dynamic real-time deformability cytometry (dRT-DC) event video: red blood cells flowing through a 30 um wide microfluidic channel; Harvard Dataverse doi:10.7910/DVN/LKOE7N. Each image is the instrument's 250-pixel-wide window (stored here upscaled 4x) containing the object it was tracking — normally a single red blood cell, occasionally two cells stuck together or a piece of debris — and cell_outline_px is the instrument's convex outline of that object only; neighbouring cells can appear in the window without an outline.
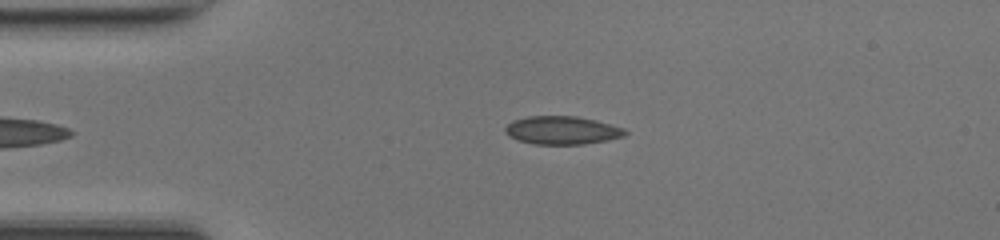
{"species": "common noctule bat (a hibernating species)", "species_latin": "Nyctalus noctula", "temperature_condition": "room temperature", "stored_images_in_passage": 34, "camera_frame_rate_fps": 3000, "um_per_image_px": 0.085, "animal": {"sex": "female", "body_mass_g": 17.0, "forearm_length_mm": 48.0}, "frame": {"image": 1, "passage_image": 1, "time_ms": 0.0, "image_size_px": [1000, 240], "cell_outline_px": [[628, 132], [624, 136], [608, 140], [584, 144], [536, 144], [520, 140], [508, 136], [504, 132], [504, 128], [512, 120], [528, 116], [576, 116], [596, 120], [624, 128]], "centroid_in_image_um": [47.77, 11.07], "position_along_channel_um": 37.2, "area_um2": 19.71}}
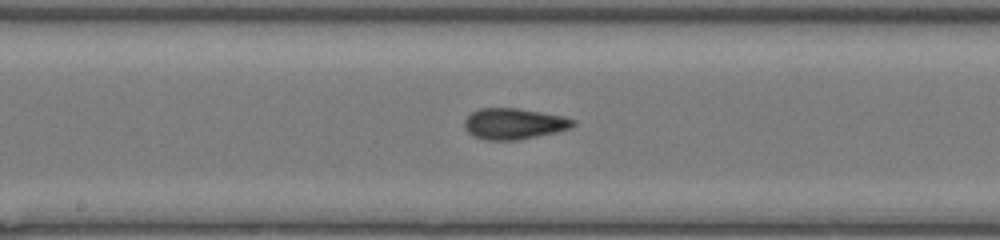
{"frame": {"image": 2, "passage_image": 15, "time_ms": 4.667, "image_size_px": [1000, 240], "cell_outline_px": [[576, 124], [572, 128], [556, 132], [520, 140], [484, 140], [472, 136], [464, 128], [464, 120], [472, 112], [480, 108], [516, 108], [564, 116], [576, 120]], "centroid_in_image_um": [43.69, 10.53], "position_along_channel_um": 204.5, "area_um2": 19.83}}
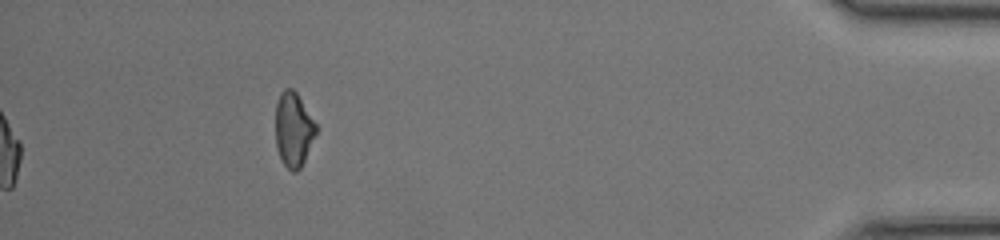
{"frame": {"image": 3, "passage_image": 34, "time_ms": 11.0, "image_size_px": [1000, 240], "cell_outline_px": [[320, 128], [300, 168], [296, 172], [292, 172], [284, 164], [276, 148], [276, 104], [280, 92], [284, 88], [292, 88], [296, 92]], "centroid_in_image_um": [24.97, 10.99], "position_along_channel_um": 410.2, "area_um2": 17.8}, "authors_computed_cell_mechanics": {"area_um2": 19.2474, "velocity_mm_per_s": 4.2558, "shape_relaxation_time_tau1_ms": null, "shape_relaxation_time_tau2_ms": 1.6302, "deformation_change_tau1": null, "deformation_change_tau2": 0.0504}}